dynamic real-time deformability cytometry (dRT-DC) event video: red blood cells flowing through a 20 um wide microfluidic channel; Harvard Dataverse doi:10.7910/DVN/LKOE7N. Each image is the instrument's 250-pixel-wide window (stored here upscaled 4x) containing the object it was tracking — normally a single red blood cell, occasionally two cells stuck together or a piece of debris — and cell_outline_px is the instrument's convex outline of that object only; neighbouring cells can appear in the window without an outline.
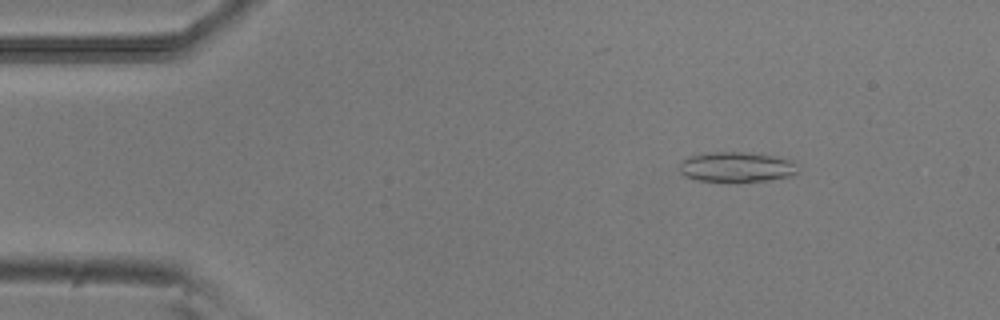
{"species": "common noctule bat (a hibernating species)", "species_latin": "Nyctalus noctula", "temperature_condition": "room temperature", "stored_images_in_passage": 35, "camera_frame_rate_fps": 3000, "um_per_image_px": 0.085, "animal": {"sex": "male", "body_mass_g": 20.5, "forearm_length_mm": 52.5}, "frame": {"image": 1, "passage_image": 7, "time_ms": 2.0, "image_size_px": [1000, 320], "cell_outline_px": [[800, 172], [792, 176], [768, 180], [696, 180], [684, 176], [680, 172], [680, 164], [688, 156], [712, 152], [744, 152], [776, 156], [796, 160]], "centroid_in_image_um": [62.69, 14.17], "position_along_channel_um": 22.3, "area_um2": 20.69}}
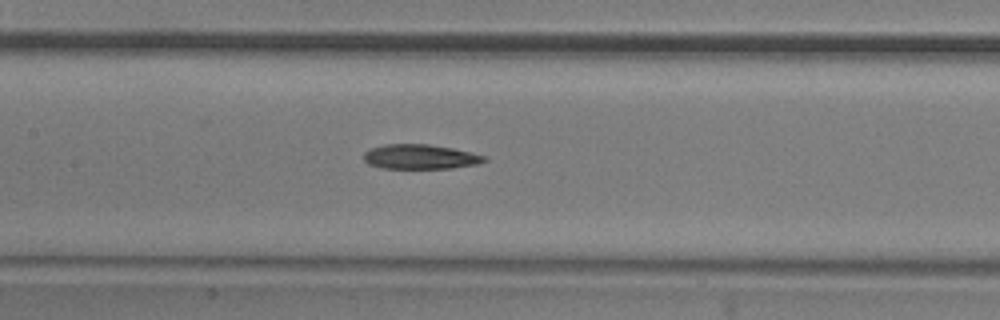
{"frame": {"image": 2, "passage_image": 24, "time_ms": 7.667, "image_size_px": [1000, 320], "cell_outline_px": [[488, 160], [476, 164], [452, 168], [380, 168], [368, 164], [364, 160], [364, 152], [372, 148], [384, 144], [428, 144], [452, 148], [484, 156]], "centroid_in_image_um": [35.67, 13.32], "position_along_channel_um": 171.7, "area_um2": 17.17}}
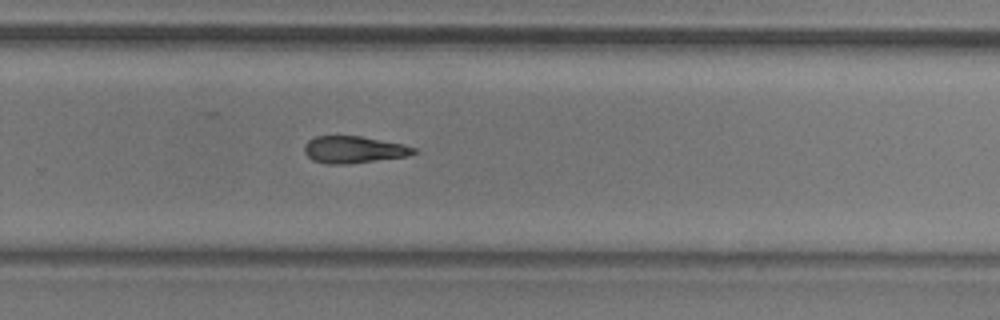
{"frame": {"image": 3, "passage_image": 34, "time_ms": 11.0, "image_size_px": [1000, 320], "cell_outline_px": [[416, 152], [408, 156], [344, 164], [328, 164], [312, 160], [304, 152], [304, 144], [308, 140], [316, 136], [360, 136], [404, 144], [416, 148]], "centroid_in_image_um": [30.05, 12.71], "position_along_channel_um": 299.8, "area_um2": 17.11}}